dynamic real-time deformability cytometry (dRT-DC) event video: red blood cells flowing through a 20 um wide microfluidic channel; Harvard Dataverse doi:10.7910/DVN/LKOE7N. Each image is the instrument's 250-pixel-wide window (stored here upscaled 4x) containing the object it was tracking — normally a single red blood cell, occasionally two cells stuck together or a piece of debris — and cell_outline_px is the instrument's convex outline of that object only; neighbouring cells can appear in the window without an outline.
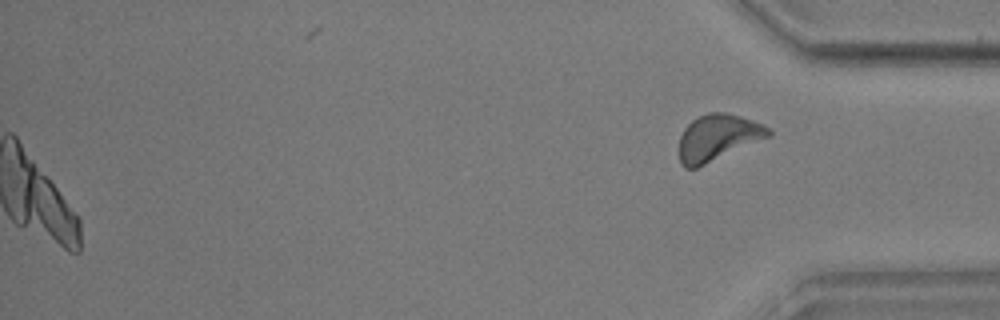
{"species": "common noctule bat (a hibernating species)", "species_latin": "Nyctalus noctula", "temperature_condition": "warm", "stored_images_in_passage": 58, "camera_frame_rate_fps": 3000, "um_per_image_px": 0.085, "animal": {"sex": "male", "body_mass_g": 17.9, "forearm_length_mm": 54.2}, "frame": {"image": 1, "passage_image": 58, "time_ms": 19.0, "image_size_px": [1000, 320], "cell_outline_px": [[772, 136], [696, 168], [684, 168], [680, 164], [680, 136], [684, 128], [692, 120], [708, 112], [724, 112], [740, 116], [764, 124], [772, 132]], "centroid_in_image_um": [61.03, 11.69], "position_along_channel_um": 374.2, "area_um2": 24.1}}